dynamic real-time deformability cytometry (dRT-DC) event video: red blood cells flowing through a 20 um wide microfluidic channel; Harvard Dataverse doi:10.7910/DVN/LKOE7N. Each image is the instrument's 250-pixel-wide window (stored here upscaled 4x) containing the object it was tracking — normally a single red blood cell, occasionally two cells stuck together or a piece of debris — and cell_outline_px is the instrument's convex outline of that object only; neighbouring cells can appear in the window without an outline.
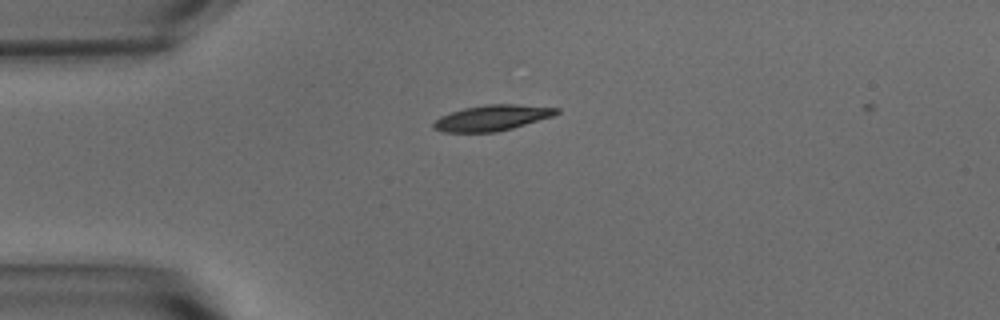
{"species": "common noctule bat (a hibernating species)", "species_latin": "Nyctalus noctula", "temperature_condition": "warm", "stored_images_in_passage": 35, "camera_frame_rate_fps": 3000, "um_per_image_px": 0.085, "animal": {"sex": "male", "body_mass_g": 15.6}, "frame": {"image": 1, "passage_image": 3, "time_ms": 0.667, "image_size_px": [1000, 320], "cell_outline_px": [[560, 112], [552, 116], [512, 128], [496, 132], [444, 132], [432, 128], [432, 124], [440, 116], [464, 108], [484, 104], [516, 104], [560, 108]], "centroid_in_image_um": [41.81, 10.01], "position_along_channel_um": 43.2, "area_um2": 18.32}}
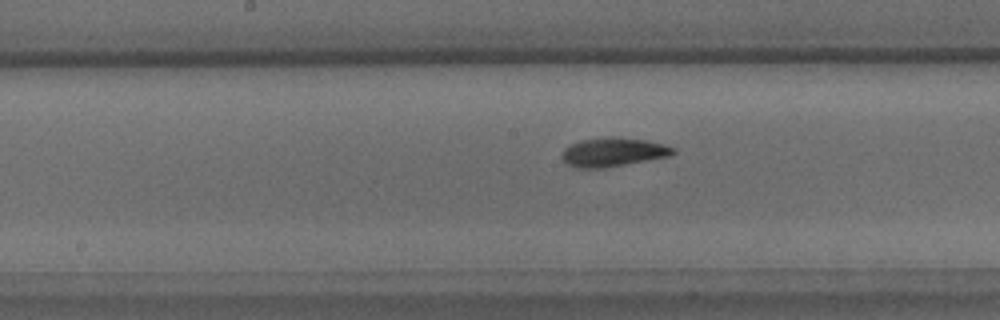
{"frame": {"image": 2, "passage_image": 17, "time_ms": 5.333, "image_size_px": [1000, 320], "cell_outline_px": [[676, 152], [668, 156], [604, 168], [576, 168], [568, 164], [564, 160], [564, 148], [568, 144], [580, 140], [608, 136], [648, 140], [664, 144], [676, 148]], "centroid_in_image_um": [52.12, 12.91], "position_along_channel_um": 196.1, "area_um2": 18.67}}
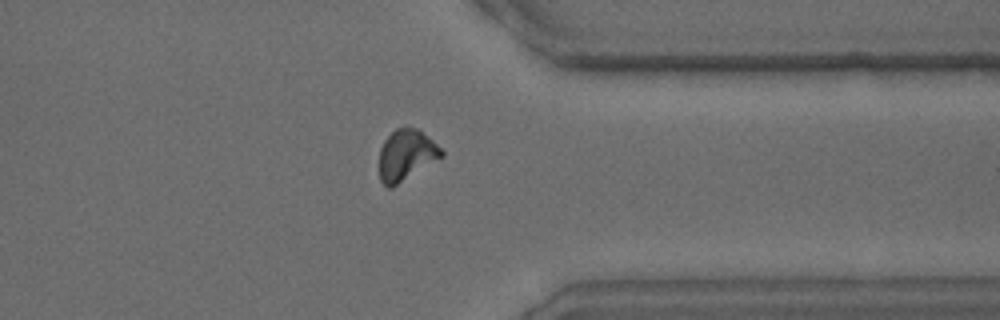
{"frame": {"image": 3, "passage_image": 32, "time_ms": 10.333, "image_size_px": [1000, 320], "cell_outline_px": [[444, 156], [392, 188], [388, 188], [380, 180], [380, 148], [384, 140], [396, 128], [416, 128], [432, 140], [444, 152]], "centroid_in_image_um": [34.52, 13.2], "position_along_channel_um": 376.9, "area_um2": 18.26}, "authors_computed_cell_mechanics": {"area_um2": 18.2648, "velocity_mm_per_s": 3.722, "shape_relaxation_time_tau1_ms": 3.6199, "shape_relaxation_time_tau2_ms": 4.3121, "deformation_change_tau1": 0.1597, "deformation_change_tau2": 0.0791}}